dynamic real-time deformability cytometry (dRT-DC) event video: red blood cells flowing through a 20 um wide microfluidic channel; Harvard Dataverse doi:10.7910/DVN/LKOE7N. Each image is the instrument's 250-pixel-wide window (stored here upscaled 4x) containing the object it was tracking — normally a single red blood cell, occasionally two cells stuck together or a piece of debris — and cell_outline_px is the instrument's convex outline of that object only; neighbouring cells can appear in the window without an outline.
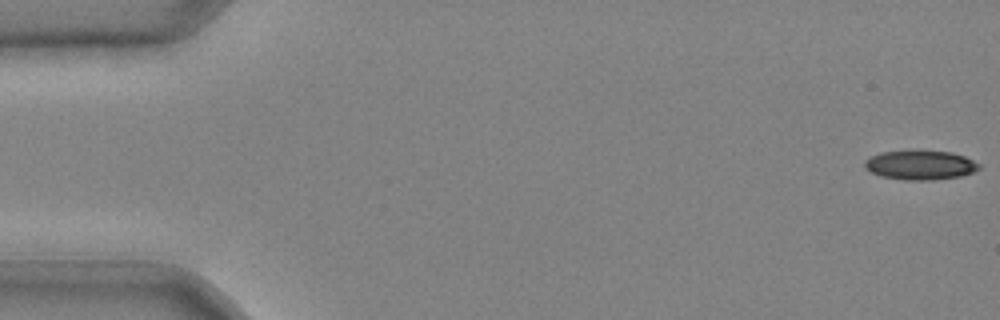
{"species": "common noctule bat (a hibernating species)", "species_latin": "Nyctalus noctula", "temperature_condition": "cold", "stored_images_in_passage": 43, "camera_frame_rate_fps": 3000, "um_per_image_px": 0.085, "animal": {"sex": "male", "body_mass_g": 20.4}, "frame": {"image": 1, "passage_image": 1, "time_ms": 0.0, "image_size_px": [1000, 320], "cell_outline_px": [[980, 168], [972, 172], [960, 176], [932, 180], [904, 180], [880, 176], [864, 168], [864, 160], [868, 156], [880, 152], [908, 148], [920, 148], [952, 152], [964, 156], [980, 164]], "centroid_in_image_um": [78.16, 13.97], "position_along_channel_um": 6.8, "area_um2": 20.46}}
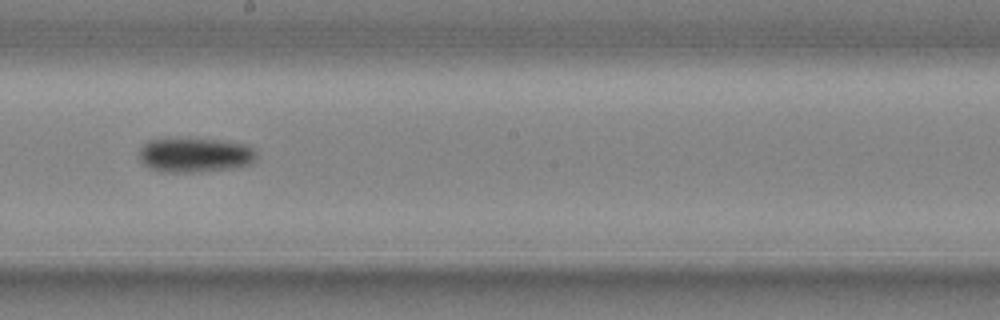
{"frame": {"image": 2, "passage_image": 25, "time_ms": 8.0, "image_size_px": [1000, 320], "cell_outline_px": [[256, 160], [252, 164], [232, 168], [196, 172], [164, 172], [148, 168], [136, 156], [140, 148], [148, 140], [184, 136], [224, 140], [244, 144], [252, 148], [256, 152]], "centroid_in_image_um": [16.53, 13.14], "position_along_channel_um": 231.7, "area_um2": 24.57}}
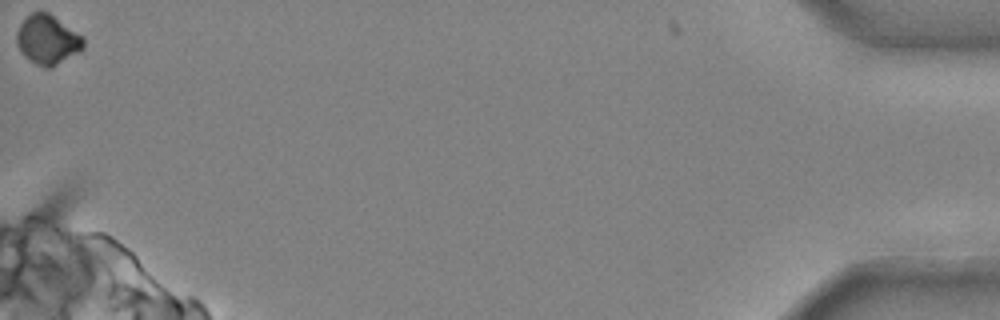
{"frame": {"image": 3, "passage_image": 43, "time_ms": 14.0, "image_size_px": [1000, 320], "cell_outline_px": [[84, 48], [52, 68], [44, 68], [28, 60], [24, 56], [16, 44], [16, 32], [20, 24], [32, 12], [48, 12], [84, 36]], "centroid_in_image_um": [4.04, 3.39], "position_along_channel_um": 431.2, "area_um2": 19.31}}